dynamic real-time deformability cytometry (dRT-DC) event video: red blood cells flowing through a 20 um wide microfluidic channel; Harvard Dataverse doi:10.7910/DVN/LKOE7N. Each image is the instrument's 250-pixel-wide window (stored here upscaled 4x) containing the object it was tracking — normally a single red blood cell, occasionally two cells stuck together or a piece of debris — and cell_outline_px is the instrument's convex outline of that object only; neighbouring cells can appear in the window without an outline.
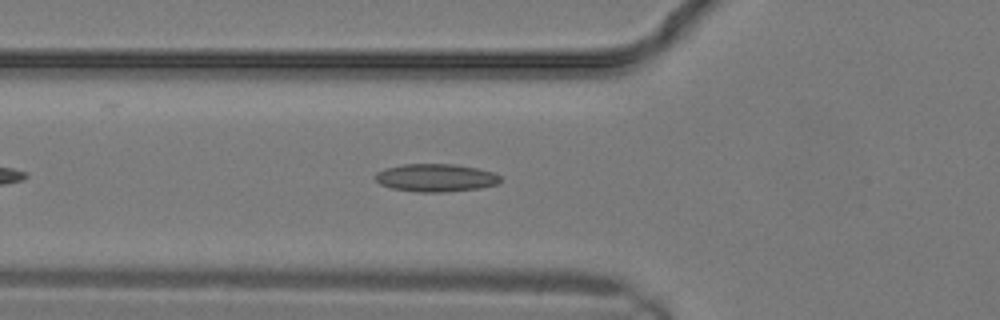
{"species": "common noctule bat (a hibernating species)", "species_latin": "Nyctalus noctula", "temperature_condition": "warm", "stored_images_in_passage": 10, "camera_frame_rate_fps": 3000, "um_per_image_px": 0.085, "animal": {"sex": "male", "body_mass_g": 19.2, "forearm_length_mm": 51.8}, "frame": {"image": 1, "passage_image": 5, "time_ms": 1.333, "image_size_px": [1000, 320], "cell_outline_px": [[500, 180], [496, 184], [480, 188], [440, 192], [420, 192], [392, 188], [380, 184], [376, 180], [376, 172], [384, 168], [404, 164], [456, 164], [476, 168], [492, 172], [500, 176]], "centroid_in_image_um": [37.01, 15.1], "position_along_channel_um": 88.8, "area_um2": 20.11}}
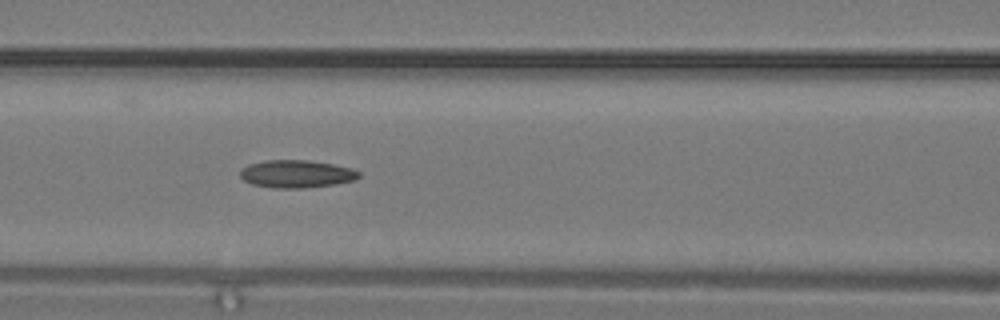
{"frame": {"image": 2, "passage_image": 7, "time_ms": 2.0, "image_size_px": [1000, 320], "cell_outline_px": [[360, 176], [356, 180], [336, 184], [304, 188], [276, 188], [252, 184], [244, 180], [240, 176], [240, 172], [248, 164], [264, 160], [308, 160], [332, 164], [352, 168], [360, 172]], "centroid_in_image_um": [25.23, 14.78], "position_along_channel_um": 141.4, "area_um2": 19.19}}
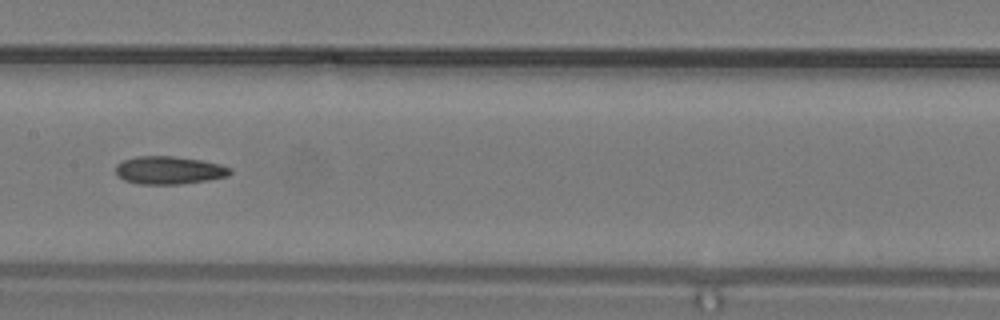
{"frame": {"image": 3, "passage_image": 9, "time_ms": 2.667, "image_size_px": [1000, 320], "cell_outline_px": [[232, 172], [228, 176], [208, 180], [180, 184], [136, 184], [124, 180], [116, 172], [116, 164], [120, 160], [136, 156], [172, 156], [200, 160], [220, 164], [232, 168]], "centroid_in_image_um": [14.36, 14.47], "position_along_channel_um": 193.0, "area_um2": 18.73}}